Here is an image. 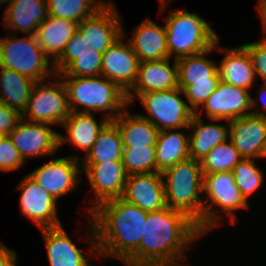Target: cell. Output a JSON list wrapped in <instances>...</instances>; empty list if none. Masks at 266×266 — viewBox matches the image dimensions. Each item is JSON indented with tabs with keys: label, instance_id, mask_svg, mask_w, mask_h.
<instances>
[{
	"label": "cell",
	"instance_id": "ee69618b",
	"mask_svg": "<svg viewBox=\"0 0 266 266\" xmlns=\"http://www.w3.org/2000/svg\"><path fill=\"white\" fill-rule=\"evenodd\" d=\"M171 0H159L160 4V14L164 12L165 8L169 5Z\"/></svg>",
	"mask_w": 266,
	"mask_h": 266
},
{
	"label": "cell",
	"instance_id": "9c48e42d",
	"mask_svg": "<svg viewBox=\"0 0 266 266\" xmlns=\"http://www.w3.org/2000/svg\"><path fill=\"white\" fill-rule=\"evenodd\" d=\"M184 94L180 88L147 92L138 99L148 112V116L140 114L150 121L159 131L167 129H188L194 112L188 103L181 98Z\"/></svg>",
	"mask_w": 266,
	"mask_h": 266
},
{
	"label": "cell",
	"instance_id": "4fadbf2b",
	"mask_svg": "<svg viewBox=\"0 0 266 266\" xmlns=\"http://www.w3.org/2000/svg\"><path fill=\"white\" fill-rule=\"evenodd\" d=\"M51 124L21 119L8 135L24 161L42 156H54L59 147V134Z\"/></svg>",
	"mask_w": 266,
	"mask_h": 266
},
{
	"label": "cell",
	"instance_id": "30bf717a",
	"mask_svg": "<svg viewBox=\"0 0 266 266\" xmlns=\"http://www.w3.org/2000/svg\"><path fill=\"white\" fill-rule=\"evenodd\" d=\"M53 67L60 77H98L101 76L102 53L77 29Z\"/></svg>",
	"mask_w": 266,
	"mask_h": 266
},
{
	"label": "cell",
	"instance_id": "f546056e",
	"mask_svg": "<svg viewBox=\"0 0 266 266\" xmlns=\"http://www.w3.org/2000/svg\"><path fill=\"white\" fill-rule=\"evenodd\" d=\"M34 84L29 77L0 66V102L21 115L27 107Z\"/></svg>",
	"mask_w": 266,
	"mask_h": 266
},
{
	"label": "cell",
	"instance_id": "484cf974",
	"mask_svg": "<svg viewBox=\"0 0 266 266\" xmlns=\"http://www.w3.org/2000/svg\"><path fill=\"white\" fill-rule=\"evenodd\" d=\"M77 27L78 23L75 21L49 15L39 25L35 33L37 43L53 63L62 55Z\"/></svg>",
	"mask_w": 266,
	"mask_h": 266
},
{
	"label": "cell",
	"instance_id": "4316f807",
	"mask_svg": "<svg viewBox=\"0 0 266 266\" xmlns=\"http://www.w3.org/2000/svg\"><path fill=\"white\" fill-rule=\"evenodd\" d=\"M226 122L228 126L216 122L205 124L201 116L194 114L188 126L192 132L189 135L190 158L200 162L211 149L226 142L229 139V121Z\"/></svg>",
	"mask_w": 266,
	"mask_h": 266
},
{
	"label": "cell",
	"instance_id": "83f0119b",
	"mask_svg": "<svg viewBox=\"0 0 266 266\" xmlns=\"http://www.w3.org/2000/svg\"><path fill=\"white\" fill-rule=\"evenodd\" d=\"M114 122L124 148L155 146L159 130L140 114H131L126 107Z\"/></svg>",
	"mask_w": 266,
	"mask_h": 266
},
{
	"label": "cell",
	"instance_id": "d590c367",
	"mask_svg": "<svg viewBox=\"0 0 266 266\" xmlns=\"http://www.w3.org/2000/svg\"><path fill=\"white\" fill-rule=\"evenodd\" d=\"M255 159H242L233 169L234 180L244 198H248L263 184V172Z\"/></svg>",
	"mask_w": 266,
	"mask_h": 266
},
{
	"label": "cell",
	"instance_id": "8d00e7d4",
	"mask_svg": "<svg viewBox=\"0 0 266 266\" xmlns=\"http://www.w3.org/2000/svg\"><path fill=\"white\" fill-rule=\"evenodd\" d=\"M220 81H201L191 85H179L183 95L189 102L190 109L196 113L214 90L217 89Z\"/></svg>",
	"mask_w": 266,
	"mask_h": 266
},
{
	"label": "cell",
	"instance_id": "d6a6232c",
	"mask_svg": "<svg viewBox=\"0 0 266 266\" xmlns=\"http://www.w3.org/2000/svg\"><path fill=\"white\" fill-rule=\"evenodd\" d=\"M106 3V0H47L48 15L80 23L94 15Z\"/></svg>",
	"mask_w": 266,
	"mask_h": 266
},
{
	"label": "cell",
	"instance_id": "603a6c76",
	"mask_svg": "<svg viewBox=\"0 0 266 266\" xmlns=\"http://www.w3.org/2000/svg\"><path fill=\"white\" fill-rule=\"evenodd\" d=\"M139 62L168 58L165 24L163 27L150 18L144 19L128 40Z\"/></svg>",
	"mask_w": 266,
	"mask_h": 266
},
{
	"label": "cell",
	"instance_id": "f1b7e54d",
	"mask_svg": "<svg viewBox=\"0 0 266 266\" xmlns=\"http://www.w3.org/2000/svg\"><path fill=\"white\" fill-rule=\"evenodd\" d=\"M178 132H176V131ZM181 129L159 131L156 140V172H163L189 156V135L179 132Z\"/></svg>",
	"mask_w": 266,
	"mask_h": 266
},
{
	"label": "cell",
	"instance_id": "8fae6325",
	"mask_svg": "<svg viewBox=\"0 0 266 266\" xmlns=\"http://www.w3.org/2000/svg\"><path fill=\"white\" fill-rule=\"evenodd\" d=\"M79 160L78 155L59 157L37 167L28 175L58 200L69 192L75 191L73 189L81 183L83 178Z\"/></svg>",
	"mask_w": 266,
	"mask_h": 266
},
{
	"label": "cell",
	"instance_id": "7402d4cb",
	"mask_svg": "<svg viewBox=\"0 0 266 266\" xmlns=\"http://www.w3.org/2000/svg\"><path fill=\"white\" fill-rule=\"evenodd\" d=\"M47 17V0H12L5 8L2 19L10 32L20 31L26 35H35L39 25Z\"/></svg>",
	"mask_w": 266,
	"mask_h": 266
},
{
	"label": "cell",
	"instance_id": "5b68a950",
	"mask_svg": "<svg viewBox=\"0 0 266 266\" xmlns=\"http://www.w3.org/2000/svg\"><path fill=\"white\" fill-rule=\"evenodd\" d=\"M168 57H182L205 52L214 46L219 36L197 13L172 10L165 22Z\"/></svg>",
	"mask_w": 266,
	"mask_h": 266
},
{
	"label": "cell",
	"instance_id": "9a60e30c",
	"mask_svg": "<svg viewBox=\"0 0 266 266\" xmlns=\"http://www.w3.org/2000/svg\"><path fill=\"white\" fill-rule=\"evenodd\" d=\"M16 190L20 191L19 206L23 216L42 228L61 226L57 216V200L29 175L19 182Z\"/></svg>",
	"mask_w": 266,
	"mask_h": 266
},
{
	"label": "cell",
	"instance_id": "8992f818",
	"mask_svg": "<svg viewBox=\"0 0 266 266\" xmlns=\"http://www.w3.org/2000/svg\"><path fill=\"white\" fill-rule=\"evenodd\" d=\"M0 37V66L29 77L34 82L56 77L53 62L49 61L37 43L35 35Z\"/></svg>",
	"mask_w": 266,
	"mask_h": 266
},
{
	"label": "cell",
	"instance_id": "4dcf8cb0",
	"mask_svg": "<svg viewBox=\"0 0 266 266\" xmlns=\"http://www.w3.org/2000/svg\"><path fill=\"white\" fill-rule=\"evenodd\" d=\"M215 50L214 44L205 52L177 59L179 85H191L201 81H221L217 63L206 58Z\"/></svg>",
	"mask_w": 266,
	"mask_h": 266
},
{
	"label": "cell",
	"instance_id": "277c9868",
	"mask_svg": "<svg viewBox=\"0 0 266 266\" xmlns=\"http://www.w3.org/2000/svg\"><path fill=\"white\" fill-rule=\"evenodd\" d=\"M56 77L64 79L71 112H104L108 121H114L129 107L126 92L102 75L86 78L60 77L56 74Z\"/></svg>",
	"mask_w": 266,
	"mask_h": 266
},
{
	"label": "cell",
	"instance_id": "7bdbcfd3",
	"mask_svg": "<svg viewBox=\"0 0 266 266\" xmlns=\"http://www.w3.org/2000/svg\"><path fill=\"white\" fill-rule=\"evenodd\" d=\"M257 10L263 24V32L265 33L263 38L266 39V0H258Z\"/></svg>",
	"mask_w": 266,
	"mask_h": 266
},
{
	"label": "cell",
	"instance_id": "1f68e13d",
	"mask_svg": "<svg viewBox=\"0 0 266 266\" xmlns=\"http://www.w3.org/2000/svg\"><path fill=\"white\" fill-rule=\"evenodd\" d=\"M123 141L117 124L108 121L100 130L91 149L84 155L82 163H103L122 161Z\"/></svg>",
	"mask_w": 266,
	"mask_h": 266
},
{
	"label": "cell",
	"instance_id": "ab89813d",
	"mask_svg": "<svg viewBox=\"0 0 266 266\" xmlns=\"http://www.w3.org/2000/svg\"><path fill=\"white\" fill-rule=\"evenodd\" d=\"M21 119L19 112L0 102V137L8 136Z\"/></svg>",
	"mask_w": 266,
	"mask_h": 266
},
{
	"label": "cell",
	"instance_id": "e0dca14e",
	"mask_svg": "<svg viewBox=\"0 0 266 266\" xmlns=\"http://www.w3.org/2000/svg\"><path fill=\"white\" fill-rule=\"evenodd\" d=\"M125 35L123 29V35L102 54L101 75L127 93L136 81L139 60L130 43H124Z\"/></svg>",
	"mask_w": 266,
	"mask_h": 266
},
{
	"label": "cell",
	"instance_id": "ac0fdd59",
	"mask_svg": "<svg viewBox=\"0 0 266 266\" xmlns=\"http://www.w3.org/2000/svg\"><path fill=\"white\" fill-rule=\"evenodd\" d=\"M118 13L114 4L107 1L94 15L78 23L77 29L97 52L103 54L123 35L122 19Z\"/></svg>",
	"mask_w": 266,
	"mask_h": 266
},
{
	"label": "cell",
	"instance_id": "60d3db41",
	"mask_svg": "<svg viewBox=\"0 0 266 266\" xmlns=\"http://www.w3.org/2000/svg\"><path fill=\"white\" fill-rule=\"evenodd\" d=\"M17 258L15 250L0 242V266H17Z\"/></svg>",
	"mask_w": 266,
	"mask_h": 266
},
{
	"label": "cell",
	"instance_id": "52a82bcc",
	"mask_svg": "<svg viewBox=\"0 0 266 266\" xmlns=\"http://www.w3.org/2000/svg\"><path fill=\"white\" fill-rule=\"evenodd\" d=\"M204 194L207 196L204 198V234L217 228L219 218L223 216L219 213L220 210L227 214L231 224H235L234 211L250 207L249 201L244 198L235 183L233 172L203 174Z\"/></svg>",
	"mask_w": 266,
	"mask_h": 266
},
{
	"label": "cell",
	"instance_id": "5bb4252c",
	"mask_svg": "<svg viewBox=\"0 0 266 266\" xmlns=\"http://www.w3.org/2000/svg\"><path fill=\"white\" fill-rule=\"evenodd\" d=\"M202 106L195 115L201 116L205 112L211 121H232L252 114V96L246 89L220 81Z\"/></svg>",
	"mask_w": 266,
	"mask_h": 266
},
{
	"label": "cell",
	"instance_id": "7c38bea8",
	"mask_svg": "<svg viewBox=\"0 0 266 266\" xmlns=\"http://www.w3.org/2000/svg\"><path fill=\"white\" fill-rule=\"evenodd\" d=\"M81 165L95 195L93 203L90 207H86L88 215L100 204L122 197L128 177L122 161L82 163Z\"/></svg>",
	"mask_w": 266,
	"mask_h": 266
},
{
	"label": "cell",
	"instance_id": "2e32d148",
	"mask_svg": "<svg viewBox=\"0 0 266 266\" xmlns=\"http://www.w3.org/2000/svg\"><path fill=\"white\" fill-rule=\"evenodd\" d=\"M172 58L139 62L137 78L133 87L126 93L128 104L147 92L168 91L179 88L177 61Z\"/></svg>",
	"mask_w": 266,
	"mask_h": 266
},
{
	"label": "cell",
	"instance_id": "e575fe53",
	"mask_svg": "<svg viewBox=\"0 0 266 266\" xmlns=\"http://www.w3.org/2000/svg\"><path fill=\"white\" fill-rule=\"evenodd\" d=\"M122 163L128 176L156 172V147L123 148Z\"/></svg>",
	"mask_w": 266,
	"mask_h": 266
},
{
	"label": "cell",
	"instance_id": "d6986e66",
	"mask_svg": "<svg viewBox=\"0 0 266 266\" xmlns=\"http://www.w3.org/2000/svg\"><path fill=\"white\" fill-rule=\"evenodd\" d=\"M121 198L146 212L165 209L167 205L162 173L129 175Z\"/></svg>",
	"mask_w": 266,
	"mask_h": 266
},
{
	"label": "cell",
	"instance_id": "f6af8a7d",
	"mask_svg": "<svg viewBox=\"0 0 266 266\" xmlns=\"http://www.w3.org/2000/svg\"><path fill=\"white\" fill-rule=\"evenodd\" d=\"M259 158H266V139L262 145L260 154H259Z\"/></svg>",
	"mask_w": 266,
	"mask_h": 266
},
{
	"label": "cell",
	"instance_id": "7a4b0ae2",
	"mask_svg": "<svg viewBox=\"0 0 266 266\" xmlns=\"http://www.w3.org/2000/svg\"><path fill=\"white\" fill-rule=\"evenodd\" d=\"M88 218L86 241L92 255L117 258L124 264L138 250L146 211L120 197L100 204Z\"/></svg>",
	"mask_w": 266,
	"mask_h": 266
},
{
	"label": "cell",
	"instance_id": "f35d334b",
	"mask_svg": "<svg viewBox=\"0 0 266 266\" xmlns=\"http://www.w3.org/2000/svg\"><path fill=\"white\" fill-rule=\"evenodd\" d=\"M243 46L248 51L257 78L266 84V39L261 38L256 42L246 43Z\"/></svg>",
	"mask_w": 266,
	"mask_h": 266
},
{
	"label": "cell",
	"instance_id": "bcb514c9",
	"mask_svg": "<svg viewBox=\"0 0 266 266\" xmlns=\"http://www.w3.org/2000/svg\"><path fill=\"white\" fill-rule=\"evenodd\" d=\"M11 1H12V0H0V4H2V5L5 4V3H6V4H7V3L9 4Z\"/></svg>",
	"mask_w": 266,
	"mask_h": 266
},
{
	"label": "cell",
	"instance_id": "6da1fadb",
	"mask_svg": "<svg viewBox=\"0 0 266 266\" xmlns=\"http://www.w3.org/2000/svg\"><path fill=\"white\" fill-rule=\"evenodd\" d=\"M204 236L184 213L169 207L147 212L138 250L125 266H183L191 244Z\"/></svg>",
	"mask_w": 266,
	"mask_h": 266
},
{
	"label": "cell",
	"instance_id": "836d02e7",
	"mask_svg": "<svg viewBox=\"0 0 266 266\" xmlns=\"http://www.w3.org/2000/svg\"><path fill=\"white\" fill-rule=\"evenodd\" d=\"M239 151L228 139L211 149L201 163L203 174L218 172H232L234 167L242 160Z\"/></svg>",
	"mask_w": 266,
	"mask_h": 266
},
{
	"label": "cell",
	"instance_id": "3957f363",
	"mask_svg": "<svg viewBox=\"0 0 266 266\" xmlns=\"http://www.w3.org/2000/svg\"><path fill=\"white\" fill-rule=\"evenodd\" d=\"M167 207L184 213L204 235L203 173L201 163L192 158L162 172ZM202 194V195H201Z\"/></svg>",
	"mask_w": 266,
	"mask_h": 266
},
{
	"label": "cell",
	"instance_id": "b9f144b4",
	"mask_svg": "<svg viewBox=\"0 0 266 266\" xmlns=\"http://www.w3.org/2000/svg\"><path fill=\"white\" fill-rule=\"evenodd\" d=\"M259 97H257L258 98V100L257 101H260L262 104V107H263V111H257V109L256 110H254L255 109V107L257 106V105H259L258 103H257V101L252 97V114H254V115H258V116H263V117H266V84L265 83H262L261 84V86H260V88H259V95H258Z\"/></svg>",
	"mask_w": 266,
	"mask_h": 266
},
{
	"label": "cell",
	"instance_id": "d4e9b609",
	"mask_svg": "<svg viewBox=\"0 0 266 266\" xmlns=\"http://www.w3.org/2000/svg\"><path fill=\"white\" fill-rule=\"evenodd\" d=\"M100 121L98 123L95 120L93 113L70 112L62 123L68 136L59 134V147L69 142L71 146L83 150L86 155L96 141L100 130L108 122L105 117Z\"/></svg>",
	"mask_w": 266,
	"mask_h": 266
},
{
	"label": "cell",
	"instance_id": "ba28073f",
	"mask_svg": "<svg viewBox=\"0 0 266 266\" xmlns=\"http://www.w3.org/2000/svg\"><path fill=\"white\" fill-rule=\"evenodd\" d=\"M45 82H35L22 119L62 126L71 112L66 86L63 80L59 81V78L58 81Z\"/></svg>",
	"mask_w": 266,
	"mask_h": 266
},
{
	"label": "cell",
	"instance_id": "44dd1931",
	"mask_svg": "<svg viewBox=\"0 0 266 266\" xmlns=\"http://www.w3.org/2000/svg\"><path fill=\"white\" fill-rule=\"evenodd\" d=\"M220 38L215 43V49L225 53L218 64L220 80L237 88L249 90L257 79L251 57L243 45L234 48H220Z\"/></svg>",
	"mask_w": 266,
	"mask_h": 266
},
{
	"label": "cell",
	"instance_id": "cb8c5ba5",
	"mask_svg": "<svg viewBox=\"0 0 266 266\" xmlns=\"http://www.w3.org/2000/svg\"><path fill=\"white\" fill-rule=\"evenodd\" d=\"M40 230L45 239L50 266H92L81 252L82 250L73 243L62 225Z\"/></svg>",
	"mask_w": 266,
	"mask_h": 266
},
{
	"label": "cell",
	"instance_id": "ffe728a7",
	"mask_svg": "<svg viewBox=\"0 0 266 266\" xmlns=\"http://www.w3.org/2000/svg\"><path fill=\"white\" fill-rule=\"evenodd\" d=\"M266 139V117L254 114L229 121V140L244 159H258Z\"/></svg>",
	"mask_w": 266,
	"mask_h": 266
},
{
	"label": "cell",
	"instance_id": "74e56055",
	"mask_svg": "<svg viewBox=\"0 0 266 266\" xmlns=\"http://www.w3.org/2000/svg\"><path fill=\"white\" fill-rule=\"evenodd\" d=\"M25 165L18 149L9 136L0 137V171L9 172L20 169Z\"/></svg>",
	"mask_w": 266,
	"mask_h": 266
}]
</instances>
